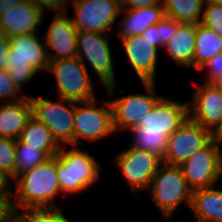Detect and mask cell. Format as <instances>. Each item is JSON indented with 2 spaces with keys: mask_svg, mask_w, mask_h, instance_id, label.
<instances>
[{
  "mask_svg": "<svg viewBox=\"0 0 222 222\" xmlns=\"http://www.w3.org/2000/svg\"><path fill=\"white\" fill-rule=\"evenodd\" d=\"M12 192L14 209L56 208L61 193L56 169V155L46 162L19 174Z\"/></svg>",
  "mask_w": 222,
  "mask_h": 222,
  "instance_id": "1",
  "label": "cell"
},
{
  "mask_svg": "<svg viewBox=\"0 0 222 222\" xmlns=\"http://www.w3.org/2000/svg\"><path fill=\"white\" fill-rule=\"evenodd\" d=\"M20 34L10 37V51L6 66L15 85L22 92L23 85L40 71H47L49 57L44 36ZM43 39V40H42Z\"/></svg>",
  "mask_w": 222,
  "mask_h": 222,
  "instance_id": "2",
  "label": "cell"
},
{
  "mask_svg": "<svg viewBox=\"0 0 222 222\" xmlns=\"http://www.w3.org/2000/svg\"><path fill=\"white\" fill-rule=\"evenodd\" d=\"M61 146L56 155V169L62 195L79 194L89 189L101 177L100 165L90 153L77 146Z\"/></svg>",
  "mask_w": 222,
  "mask_h": 222,
  "instance_id": "3",
  "label": "cell"
},
{
  "mask_svg": "<svg viewBox=\"0 0 222 222\" xmlns=\"http://www.w3.org/2000/svg\"><path fill=\"white\" fill-rule=\"evenodd\" d=\"M152 202L163 217L171 220L176 210L186 203L190 208L192 190L179 166L162 163L154 174L148 190Z\"/></svg>",
  "mask_w": 222,
  "mask_h": 222,
  "instance_id": "4",
  "label": "cell"
},
{
  "mask_svg": "<svg viewBox=\"0 0 222 222\" xmlns=\"http://www.w3.org/2000/svg\"><path fill=\"white\" fill-rule=\"evenodd\" d=\"M110 34L77 31V58L88 69L86 60L99 78L101 85L113 96L117 88L114 60L110 47Z\"/></svg>",
  "mask_w": 222,
  "mask_h": 222,
  "instance_id": "5",
  "label": "cell"
},
{
  "mask_svg": "<svg viewBox=\"0 0 222 222\" xmlns=\"http://www.w3.org/2000/svg\"><path fill=\"white\" fill-rule=\"evenodd\" d=\"M98 98L87 102H76L74 112V146L80 141L99 142L112 134V106L110 101L97 103Z\"/></svg>",
  "mask_w": 222,
  "mask_h": 222,
  "instance_id": "6",
  "label": "cell"
},
{
  "mask_svg": "<svg viewBox=\"0 0 222 222\" xmlns=\"http://www.w3.org/2000/svg\"><path fill=\"white\" fill-rule=\"evenodd\" d=\"M47 72L54 73L58 97L75 102L96 99L89 69L76 57L50 61Z\"/></svg>",
  "mask_w": 222,
  "mask_h": 222,
  "instance_id": "7",
  "label": "cell"
},
{
  "mask_svg": "<svg viewBox=\"0 0 222 222\" xmlns=\"http://www.w3.org/2000/svg\"><path fill=\"white\" fill-rule=\"evenodd\" d=\"M30 97L32 116L45 124L60 146H74L75 101L60 97L59 101L43 97Z\"/></svg>",
  "mask_w": 222,
  "mask_h": 222,
  "instance_id": "8",
  "label": "cell"
},
{
  "mask_svg": "<svg viewBox=\"0 0 222 222\" xmlns=\"http://www.w3.org/2000/svg\"><path fill=\"white\" fill-rule=\"evenodd\" d=\"M131 189V193L147 191L151 180L163 163L162 158L143 149L130 146L124 149L113 159Z\"/></svg>",
  "mask_w": 222,
  "mask_h": 222,
  "instance_id": "9",
  "label": "cell"
},
{
  "mask_svg": "<svg viewBox=\"0 0 222 222\" xmlns=\"http://www.w3.org/2000/svg\"><path fill=\"white\" fill-rule=\"evenodd\" d=\"M145 94L135 93L110 100L115 133L129 131L151 112L162 97L156 93V82H142Z\"/></svg>",
  "mask_w": 222,
  "mask_h": 222,
  "instance_id": "10",
  "label": "cell"
},
{
  "mask_svg": "<svg viewBox=\"0 0 222 222\" xmlns=\"http://www.w3.org/2000/svg\"><path fill=\"white\" fill-rule=\"evenodd\" d=\"M71 1V2H70ZM74 8L71 17L78 31L110 34L121 14L120 0H68Z\"/></svg>",
  "mask_w": 222,
  "mask_h": 222,
  "instance_id": "11",
  "label": "cell"
},
{
  "mask_svg": "<svg viewBox=\"0 0 222 222\" xmlns=\"http://www.w3.org/2000/svg\"><path fill=\"white\" fill-rule=\"evenodd\" d=\"M192 191L217 185L222 180L219 145L214 137L206 146L196 151L179 165Z\"/></svg>",
  "mask_w": 222,
  "mask_h": 222,
  "instance_id": "12",
  "label": "cell"
},
{
  "mask_svg": "<svg viewBox=\"0 0 222 222\" xmlns=\"http://www.w3.org/2000/svg\"><path fill=\"white\" fill-rule=\"evenodd\" d=\"M213 138L211 131L188 118L168 137L167 150L162 161L179 166Z\"/></svg>",
  "mask_w": 222,
  "mask_h": 222,
  "instance_id": "13",
  "label": "cell"
},
{
  "mask_svg": "<svg viewBox=\"0 0 222 222\" xmlns=\"http://www.w3.org/2000/svg\"><path fill=\"white\" fill-rule=\"evenodd\" d=\"M192 96L189 118L214 134L222 125V89L203 81L196 85Z\"/></svg>",
  "mask_w": 222,
  "mask_h": 222,
  "instance_id": "14",
  "label": "cell"
},
{
  "mask_svg": "<svg viewBox=\"0 0 222 222\" xmlns=\"http://www.w3.org/2000/svg\"><path fill=\"white\" fill-rule=\"evenodd\" d=\"M44 36L49 61L77 57V29L68 16L67 7L57 10ZM48 50H51L48 51ZM54 51L55 53H53Z\"/></svg>",
  "mask_w": 222,
  "mask_h": 222,
  "instance_id": "15",
  "label": "cell"
},
{
  "mask_svg": "<svg viewBox=\"0 0 222 222\" xmlns=\"http://www.w3.org/2000/svg\"><path fill=\"white\" fill-rule=\"evenodd\" d=\"M188 118L187 101L179 103V101L171 100L163 95L151 112L135 127H139L142 131L162 132V134L170 136Z\"/></svg>",
  "mask_w": 222,
  "mask_h": 222,
  "instance_id": "16",
  "label": "cell"
},
{
  "mask_svg": "<svg viewBox=\"0 0 222 222\" xmlns=\"http://www.w3.org/2000/svg\"><path fill=\"white\" fill-rule=\"evenodd\" d=\"M45 9L30 0H22L0 16V34L10 38L20 34H35L43 24Z\"/></svg>",
  "mask_w": 222,
  "mask_h": 222,
  "instance_id": "17",
  "label": "cell"
},
{
  "mask_svg": "<svg viewBox=\"0 0 222 222\" xmlns=\"http://www.w3.org/2000/svg\"><path fill=\"white\" fill-rule=\"evenodd\" d=\"M131 68L140 82H155L159 49L141 35L119 38Z\"/></svg>",
  "mask_w": 222,
  "mask_h": 222,
  "instance_id": "18",
  "label": "cell"
},
{
  "mask_svg": "<svg viewBox=\"0 0 222 222\" xmlns=\"http://www.w3.org/2000/svg\"><path fill=\"white\" fill-rule=\"evenodd\" d=\"M121 14L124 16L117 23L119 25L115 34L119 38L142 35L165 16L161 3L146 8L122 9Z\"/></svg>",
  "mask_w": 222,
  "mask_h": 222,
  "instance_id": "19",
  "label": "cell"
},
{
  "mask_svg": "<svg viewBox=\"0 0 222 222\" xmlns=\"http://www.w3.org/2000/svg\"><path fill=\"white\" fill-rule=\"evenodd\" d=\"M32 116L29 95L16 102L0 103V136L17 140Z\"/></svg>",
  "mask_w": 222,
  "mask_h": 222,
  "instance_id": "20",
  "label": "cell"
},
{
  "mask_svg": "<svg viewBox=\"0 0 222 222\" xmlns=\"http://www.w3.org/2000/svg\"><path fill=\"white\" fill-rule=\"evenodd\" d=\"M196 24L181 23L177 32L164 46L178 66L194 68Z\"/></svg>",
  "mask_w": 222,
  "mask_h": 222,
  "instance_id": "21",
  "label": "cell"
},
{
  "mask_svg": "<svg viewBox=\"0 0 222 222\" xmlns=\"http://www.w3.org/2000/svg\"><path fill=\"white\" fill-rule=\"evenodd\" d=\"M222 187V185H221ZM216 185L192 192L190 210L196 221H222V188Z\"/></svg>",
  "mask_w": 222,
  "mask_h": 222,
  "instance_id": "22",
  "label": "cell"
},
{
  "mask_svg": "<svg viewBox=\"0 0 222 222\" xmlns=\"http://www.w3.org/2000/svg\"><path fill=\"white\" fill-rule=\"evenodd\" d=\"M222 53V37L201 23L196 24L194 69L197 71L215 55Z\"/></svg>",
  "mask_w": 222,
  "mask_h": 222,
  "instance_id": "23",
  "label": "cell"
},
{
  "mask_svg": "<svg viewBox=\"0 0 222 222\" xmlns=\"http://www.w3.org/2000/svg\"><path fill=\"white\" fill-rule=\"evenodd\" d=\"M19 140L43 152H59L60 145L44 123L31 116L22 130Z\"/></svg>",
  "mask_w": 222,
  "mask_h": 222,
  "instance_id": "24",
  "label": "cell"
},
{
  "mask_svg": "<svg viewBox=\"0 0 222 222\" xmlns=\"http://www.w3.org/2000/svg\"><path fill=\"white\" fill-rule=\"evenodd\" d=\"M206 0H160L166 16L181 23H200Z\"/></svg>",
  "mask_w": 222,
  "mask_h": 222,
  "instance_id": "25",
  "label": "cell"
},
{
  "mask_svg": "<svg viewBox=\"0 0 222 222\" xmlns=\"http://www.w3.org/2000/svg\"><path fill=\"white\" fill-rule=\"evenodd\" d=\"M57 153L58 152L40 151L37 147L28 146L27 144L17 139L15 148L16 177L19 174L46 162L51 157L57 155Z\"/></svg>",
  "mask_w": 222,
  "mask_h": 222,
  "instance_id": "26",
  "label": "cell"
},
{
  "mask_svg": "<svg viewBox=\"0 0 222 222\" xmlns=\"http://www.w3.org/2000/svg\"><path fill=\"white\" fill-rule=\"evenodd\" d=\"M128 132L132 135L131 146L155 153L163 159L168 143V135L162 132L142 131L133 127Z\"/></svg>",
  "mask_w": 222,
  "mask_h": 222,
  "instance_id": "27",
  "label": "cell"
},
{
  "mask_svg": "<svg viewBox=\"0 0 222 222\" xmlns=\"http://www.w3.org/2000/svg\"><path fill=\"white\" fill-rule=\"evenodd\" d=\"M14 209V222H71L58 207Z\"/></svg>",
  "mask_w": 222,
  "mask_h": 222,
  "instance_id": "28",
  "label": "cell"
},
{
  "mask_svg": "<svg viewBox=\"0 0 222 222\" xmlns=\"http://www.w3.org/2000/svg\"><path fill=\"white\" fill-rule=\"evenodd\" d=\"M15 148L16 140L0 136V174L10 184L16 178Z\"/></svg>",
  "mask_w": 222,
  "mask_h": 222,
  "instance_id": "29",
  "label": "cell"
},
{
  "mask_svg": "<svg viewBox=\"0 0 222 222\" xmlns=\"http://www.w3.org/2000/svg\"><path fill=\"white\" fill-rule=\"evenodd\" d=\"M200 23L222 37V7L210 0H206Z\"/></svg>",
  "mask_w": 222,
  "mask_h": 222,
  "instance_id": "30",
  "label": "cell"
},
{
  "mask_svg": "<svg viewBox=\"0 0 222 222\" xmlns=\"http://www.w3.org/2000/svg\"><path fill=\"white\" fill-rule=\"evenodd\" d=\"M20 92V89L13 82L10 72L7 69H0V101L8 103L21 100L27 94L20 96Z\"/></svg>",
  "mask_w": 222,
  "mask_h": 222,
  "instance_id": "31",
  "label": "cell"
},
{
  "mask_svg": "<svg viewBox=\"0 0 222 222\" xmlns=\"http://www.w3.org/2000/svg\"><path fill=\"white\" fill-rule=\"evenodd\" d=\"M207 70V79L204 81L213 82L222 89V53L215 55L200 68V72Z\"/></svg>",
  "mask_w": 222,
  "mask_h": 222,
  "instance_id": "32",
  "label": "cell"
},
{
  "mask_svg": "<svg viewBox=\"0 0 222 222\" xmlns=\"http://www.w3.org/2000/svg\"><path fill=\"white\" fill-rule=\"evenodd\" d=\"M180 24L181 22L166 15L157 23V29H159L160 34V48H164V46L171 40L177 32Z\"/></svg>",
  "mask_w": 222,
  "mask_h": 222,
  "instance_id": "33",
  "label": "cell"
},
{
  "mask_svg": "<svg viewBox=\"0 0 222 222\" xmlns=\"http://www.w3.org/2000/svg\"><path fill=\"white\" fill-rule=\"evenodd\" d=\"M12 191H0V222H14Z\"/></svg>",
  "mask_w": 222,
  "mask_h": 222,
  "instance_id": "34",
  "label": "cell"
},
{
  "mask_svg": "<svg viewBox=\"0 0 222 222\" xmlns=\"http://www.w3.org/2000/svg\"><path fill=\"white\" fill-rule=\"evenodd\" d=\"M122 9H138L154 6L160 3V0H120Z\"/></svg>",
  "mask_w": 222,
  "mask_h": 222,
  "instance_id": "35",
  "label": "cell"
},
{
  "mask_svg": "<svg viewBox=\"0 0 222 222\" xmlns=\"http://www.w3.org/2000/svg\"><path fill=\"white\" fill-rule=\"evenodd\" d=\"M10 48V39L0 34V69H7L6 62Z\"/></svg>",
  "mask_w": 222,
  "mask_h": 222,
  "instance_id": "36",
  "label": "cell"
},
{
  "mask_svg": "<svg viewBox=\"0 0 222 222\" xmlns=\"http://www.w3.org/2000/svg\"><path fill=\"white\" fill-rule=\"evenodd\" d=\"M141 36L148 39L155 48L160 49V34L159 29H157V23L151 25Z\"/></svg>",
  "mask_w": 222,
  "mask_h": 222,
  "instance_id": "37",
  "label": "cell"
},
{
  "mask_svg": "<svg viewBox=\"0 0 222 222\" xmlns=\"http://www.w3.org/2000/svg\"><path fill=\"white\" fill-rule=\"evenodd\" d=\"M22 0H0V16L6 13L11 7H15Z\"/></svg>",
  "mask_w": 222,
  "mask_h": 222,
  "instance_id": "38",
  "label": "cell"
},
{
  "mask_svg": "<svg viewBox=\"0 0 222 222\" xmlns=\"http://www.w3.org/2000/svg\"><path fill=\"white\" fill-rule=\"evenodd\" d=\"M2 190H13V186L0 174V191Z\"/></svg>",
  "mask_w": 222,
  "mask_h": 222,
  "instance_id": "39",
  "label": "cell"
},
{
  "mask_svg": "<svg viewBox=\"0 0 222 222\" xmlns=\"http://www.w3.org/2000/svg\"><path fill=\"white\" fill-rule=\"evenodd\" d=\"M214 137L217 139L219 145V154H220V162H221V169H222V134H214Z\"/></svg>",
  "mask_w": 222,
  "mask_h": 222,
  "instance_id": "40",
  "label": "cell"
},
{
  "mask_svg": "<svg viewBox=\"0 0 222 222\" xmlns=\"http://www.w3.org/2000/svg\"><path fill=\"white\" fill-rule=\"evenodd\" d=\"M214 3H216L217 5H219L220 7H222V0H210Z\"/></svg>",
  "mask_w": 222,
  "mask_h": 222,
  "instance_id": "41",
  "label": "cell"
},
{
  "mask_svg": "<svg viewBox=\"0 0 222 222\" xmlns=\"http://www.w3.org/2000/svg\"><path fill=\"white\" fill-rule=\"evenodd\" d=\"M214 134H222V125Z\"/></svg>",
  "mask_w": 222,
  "mask_h": 222,
  "instance_id": "42",
  "label": "cell"
},
{
  "mask_svg": "<svg viewBox=\"0 0 222 222\" xmlns=\"http://www.w3.org/2000/svg\"><path fill=\"white\" fill-rule=\"evenodd\" d=\"M196 222H198V221H196ZM205 222H222V221H205Z\"/></svg>",
  "mask_w": 222,
  "mask_h": 222,
  "instance_id": "43",
  "label": "cell"
}]
</instances>
